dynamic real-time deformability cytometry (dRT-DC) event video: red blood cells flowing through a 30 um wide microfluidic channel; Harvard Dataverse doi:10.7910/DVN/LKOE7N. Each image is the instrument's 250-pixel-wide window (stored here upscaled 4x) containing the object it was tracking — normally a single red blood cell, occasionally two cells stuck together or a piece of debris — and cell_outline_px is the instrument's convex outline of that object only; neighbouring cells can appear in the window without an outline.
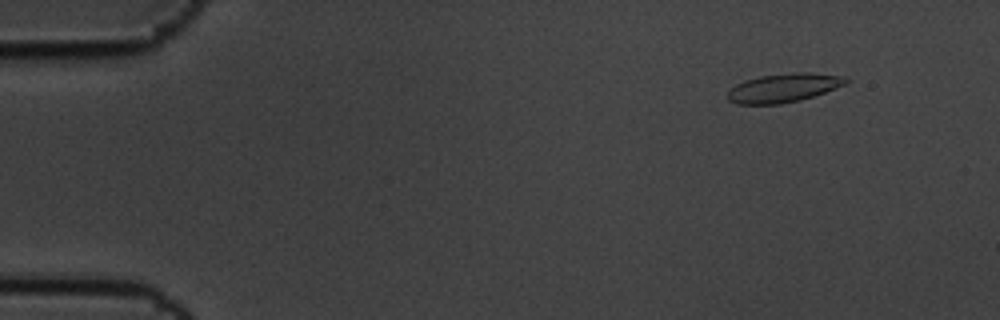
{"species": "common noctule bat (a hibernating species)", "species_latin": "Nyctalus noctula", "temperature_condition": "cold", "stored_images_in_passage": 4, "camera_frame_rate_fps": 3000, "um_per_image_px": 0.085, "animal": {"sex": "male", "body_mass_g": 19.5, "forearm_length_mm": 54.6}, "frame": {"image": 1, "passage_image": 1, "time_ms": 0.0, "image_size_px": [1000, 320], "cell_outline_px": [[848, 80], [844, 84], [824, 92], [800, 100], [780, 104], [736, 104], [728, 100], [728, 92], [736, 84], [744, 80], [760, 76], [796, 72], [808, 72], [844, 76]], "centroid_in_image_um": [66.57, 7.47], "position_along_channel_um": 18.4, "area_um2": 19.59}}